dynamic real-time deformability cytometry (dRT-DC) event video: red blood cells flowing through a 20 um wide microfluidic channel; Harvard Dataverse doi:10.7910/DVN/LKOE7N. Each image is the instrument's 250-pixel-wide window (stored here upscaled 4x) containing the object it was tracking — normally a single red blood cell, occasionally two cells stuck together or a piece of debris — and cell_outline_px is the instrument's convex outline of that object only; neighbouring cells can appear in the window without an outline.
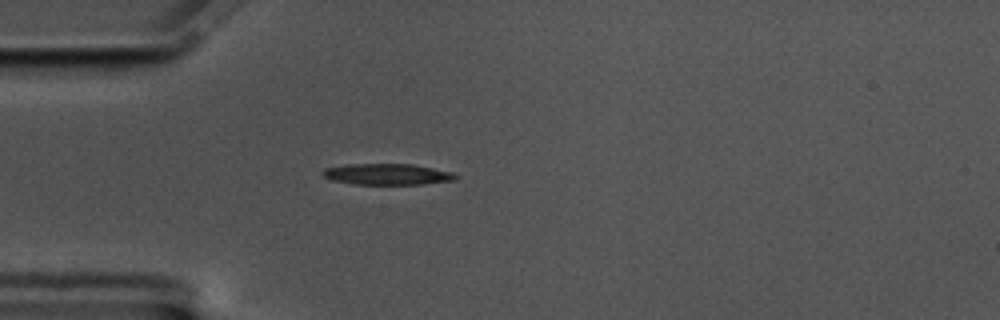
{"species": "common noctule bat (a hibernating species)", "species_latin": "Nyctalus noctula", "temperature_condition": "cold", "stored_images_in_passage": 5, "camera_frame_rate_fps": 3000, "um_per_image_px": 0.085, "animal": {"sex": "male", "body_mass_g": 17.5, "forearm_length_mm": 52.3}, "frame": {"image": 1, "passage_image": 1, "time_ms": 0.0, "image_size_px": [1000, 320], "cell_outline_px": [[456, 180], [424, 184], [352, 184], [332, 180], [324, 176], [320, 172], [324, 168], [344, 164], [412, 164], [452, 172], [456, 176]], "centroid_in_image_um": [32.87, 14.81], "position_along_channel_um": 52.1, "area_um2": 16.36}}